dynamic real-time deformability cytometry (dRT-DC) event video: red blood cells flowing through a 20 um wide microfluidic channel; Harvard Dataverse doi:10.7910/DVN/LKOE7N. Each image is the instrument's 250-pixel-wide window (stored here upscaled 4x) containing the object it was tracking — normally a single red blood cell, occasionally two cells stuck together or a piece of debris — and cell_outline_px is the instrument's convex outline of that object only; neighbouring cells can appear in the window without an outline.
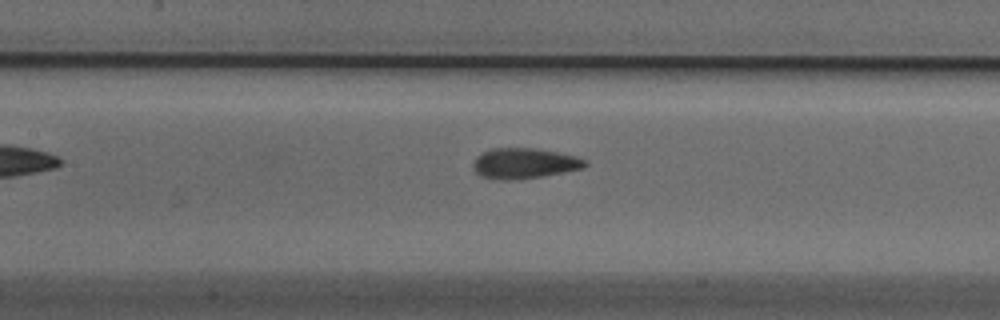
{"species": "Egyptian fruit bat (a non-hibernating species)", "species_latin": "Rousettus aegyptiacus", "temperature_condition": "cold", "stored_images_in_passage": 28, "camera_frame_rate_fps": 3000, "um_per_image_px": 0.085, "animal": {"sex": "male"}, "frame": {"image": 1, "passage_image": 9, "time_ms": 2.667, "image_size_px": [1000, 320], "cell_outline_px": [[588, 164], [584, 168], [564, 172], [540, 176], [512, 180], [500, 180], [480, 176], [472, 168], [472, 164], [476, 156], [492, 148], [532, 148], [556, 152], [576, 156], [584, 160]], "centroid_in_image_um": [44.52, 13.89], "position_along_channel_um": 162.9, "area_um2": 19.77}}
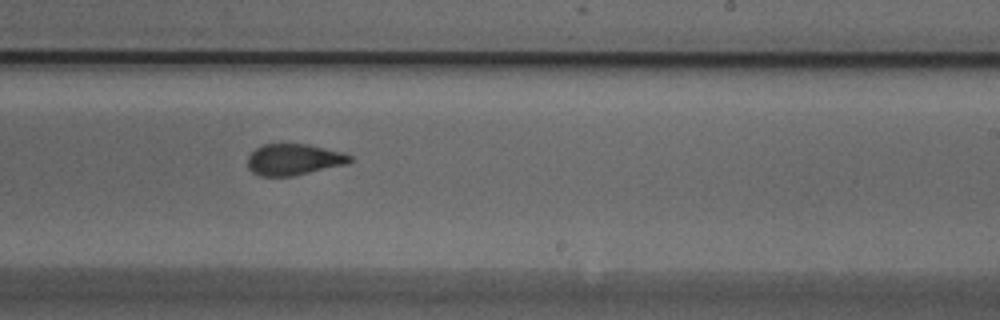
{"frame": {"image": 2, "passage_image": 17, "time_ms": 5.333, "image_size_px": [1000, 320], "cell_outline_px": [[352, 160], [348, 164], [292, 176], [260, 176], [252, 172], [248, 168], [248, 156], [256, 148], [264, 144], [308, 144], [344, 152], [352, 156]], "centroid_in_image_um": [24.99, 13.56], "position_along_channel_um": 264.0, "area_um2": 18.73}}
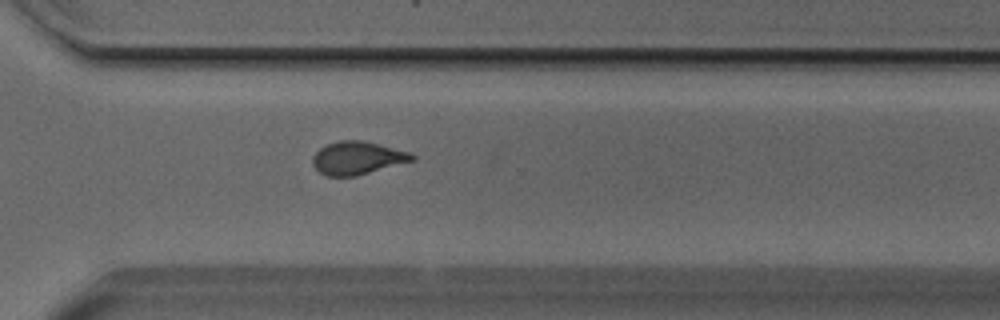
{"frame": {"image": 3, "passage_image": 23, "time_ms": 7.333, "image_size_px": [1000, 320], "cell_outline_px": [[416, 160], [356, 176], [328, 176], [320, 172], [312, 164], [312, 156], [320, 148], [328, 144], [340, 140], [360, 140], [408, 152], [416, 156]], "centroid_in_image_um": [30.37, 13.44], "position_along_channel_um": 340.2, "area_um2": 18.9}, "authors_computed_cell_mechanics": {"area_um2": 19.3919, "velocity_mm_per_s": 3.8122, "shape_relaxation_time_tau1_ms": 5.6547, "shape_relaxation_time_tau2_ms": 1.3632, "deformation_change_tau1": 0.1707, "deformation_change_tau2": 0.0849}}